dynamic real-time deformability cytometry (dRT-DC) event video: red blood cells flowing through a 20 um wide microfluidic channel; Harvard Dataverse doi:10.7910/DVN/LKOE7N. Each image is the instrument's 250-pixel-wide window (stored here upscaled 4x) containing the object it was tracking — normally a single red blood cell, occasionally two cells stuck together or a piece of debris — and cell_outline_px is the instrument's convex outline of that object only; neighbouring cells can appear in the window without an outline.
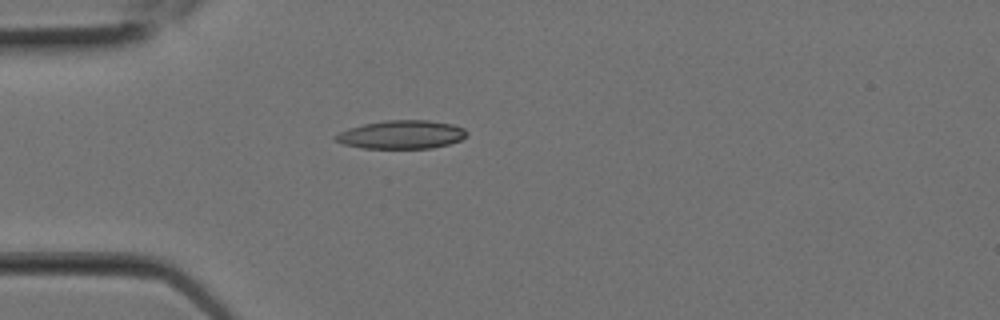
{"species": "Egyptian fruit bat (a non-hibernating species)", "species_latin": "Rousettus aegyptiacus", "temperature_condition": "room temperature", "stored_images_in_passage": 6, "camera_frame_rate_fps": 3000, "um_per_image_px": 0.085, "animal": {"sex": "female"}, "frame": {"image": 1, "passage_image": 4, "time_ms": 1.0, "image_size_px": [1000, 320], "cell_outline_px": [[468, 132], [460, 140], [448, 144], [432, 148], [360, 148], [344, 144], [332, 140], [332, 136], [348, 128], [364, 124], [388, 120], [428, 120], [452, 124], [464, 128]], "centroid_in_image_um": [34.08, 11.44], "position_along_channel_um": 50.9, "area_um2": 21.73}}
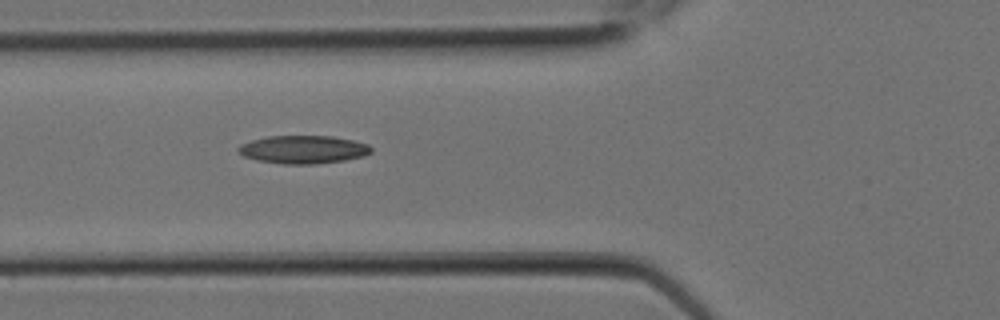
{"frame": {"image": 2, "passage_image": 6, "time_ms": 1.667, "image_size_px": [1000, 320], "cell_outline_px": [[372, 152], [364, 156], [344, 160], [316, 164], [284, 164], [256, 160], [244, 156], [236, 152], [236, 148], [240, 144], [252, 140], [268, 136], [332, 136], [352, 140], [368, 144], [372, 148]], "centroid_in_image_um": [25.75, 12.71], "position_along_channel_um": 100.0, "area_um2": 21.85}}